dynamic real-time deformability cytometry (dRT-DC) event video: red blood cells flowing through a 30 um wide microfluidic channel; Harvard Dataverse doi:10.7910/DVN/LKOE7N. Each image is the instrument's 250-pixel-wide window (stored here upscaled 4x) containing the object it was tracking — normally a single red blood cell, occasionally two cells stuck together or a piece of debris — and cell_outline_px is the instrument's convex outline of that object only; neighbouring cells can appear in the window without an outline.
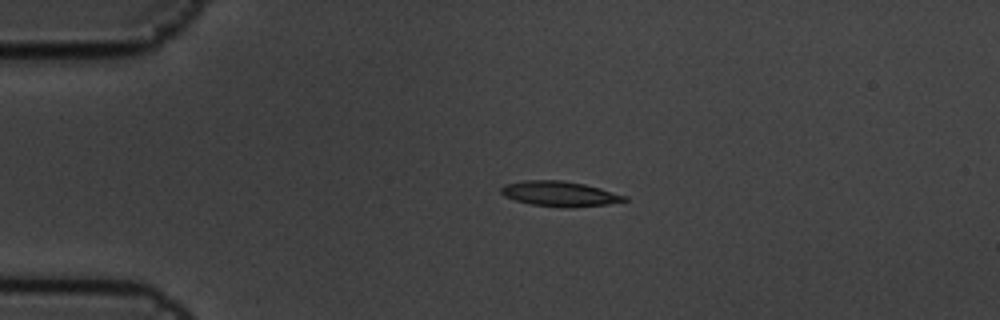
{"species": "common noctule bat (a hibernating species)", "species_latin": "Nyctalus noctula", "temperature_condition": "cold", "stored_images_in_passage": 3, "camera_frame_rate_fps": 3000, "um_per_image_px": 0.085, "animal": {"sex": "male", "body_mass_g": 19.5, "forearm_length_mm": 54.6}, "frame": {"image": 1, "passage_image": 2, "time_ms": 0.333, "image_size_px": [1000, 320], "cell_outline_px": [[628, 200], [608, 204], [572, 208], [564, 208], [532, 204], [516, 200], [504, 196], [500, 192], [500, 188], [504, 184], [524, 180], [564, 180], [584, 184], [600, 188], [628, 196]], "centroid_in_image_um": [47.58, 16.47], "position_along_channel_um": 37.4, "area_um2": 18.21}}